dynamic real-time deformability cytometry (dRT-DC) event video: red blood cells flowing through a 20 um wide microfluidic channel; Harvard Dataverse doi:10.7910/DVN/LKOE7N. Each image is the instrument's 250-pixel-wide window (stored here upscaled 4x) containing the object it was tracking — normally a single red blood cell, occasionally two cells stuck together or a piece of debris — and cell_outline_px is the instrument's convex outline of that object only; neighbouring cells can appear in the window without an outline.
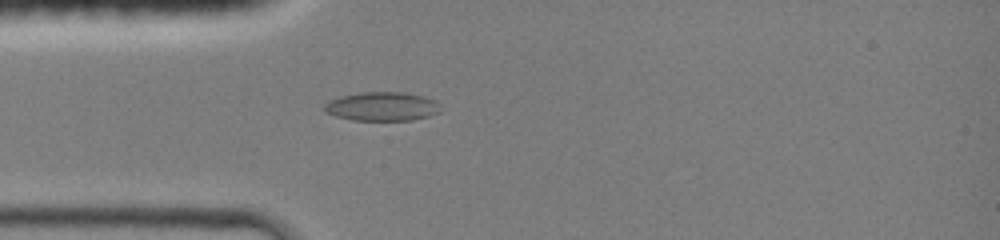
{"species": "common noctule bat (a hibernating species)", "species_latin": "Nyctalus noctula", "temperature_condition": "room temperature", "stored_images_in_passage": 44, "camera_frame_rate_fps": 3000, "um_per_image_px": 0.085, "animal": {"sex": "female", "body_mass_g": 19.0, "forearm_length_mm": 51.5}, "frame": {"image": 1, "passage_image": 12, "time_ms": 3.667, "image_size_px": [1000, 240], "cell_outline_px": [[440, 112], [428, 116], [412, 120], [352, 120], [336, 116], [328, 112], [324, 108], [324, 104], [340, 96], [360, 92], [400, 92], [420, 96], [436, 100], [440, 104]], "centroid_in_image_um": [32.5, 9.05], "position_along_channel_um": 52.5, "area_um2": 19.36}}
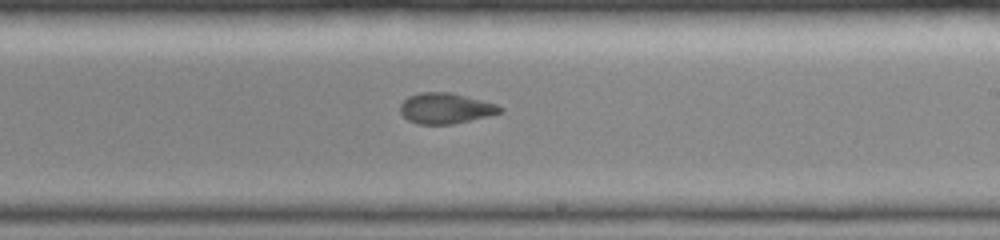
{"frame": {"image": 2, "passage_image": 26, "time_ms": 8.333, "image_size_px": [1000, 240], "cell_outline_px": [[504, 112], [452, 124], [420, 124], [408, 120], [400, 112], [400, 104], [408, 96], [420, 92], [448, 92], [496, 104], [504, 108]], "centroid_in_image_um": [37.86, 9.2], "position_along_channel_um": 251.1, "area_um2": 17.63}}
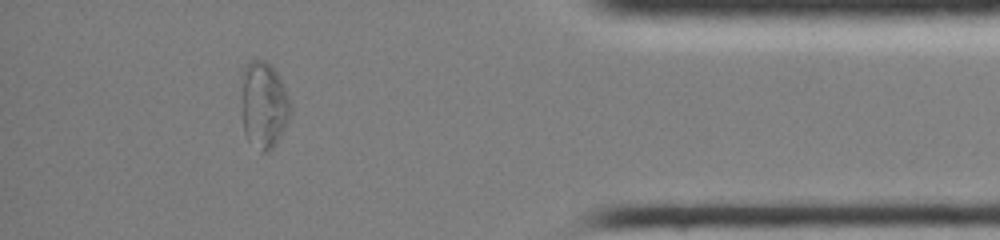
{"frame": {"image": 3, "passage_image": 39, "time_ms": 12.667, "image_size_px": [1000, 240], "cell_outline_px": [[292, 112], [276, 144], [268, 152], [260, 152], [248, 140], [244, 132], [240, 112], [240, 72], [252, 60], [264, 60], [276, 72], [284, 88], [292, 108]], "centroid_in_image_um": [22.35, 8.94], "position_along_channel_um": 412.8, "area_um2": 25.32}, "authors_computed_cell_mechanics": {"area_um2": 19.4497, "velocity_mm_per_s": 4.3396, "shape_relaxation_time_tau1_ms": null, "shape_relaxation_time_tau2_ms": 2.1295, "deformation_change_tau1": null, "deformation_change_tau2": 0.0656}}